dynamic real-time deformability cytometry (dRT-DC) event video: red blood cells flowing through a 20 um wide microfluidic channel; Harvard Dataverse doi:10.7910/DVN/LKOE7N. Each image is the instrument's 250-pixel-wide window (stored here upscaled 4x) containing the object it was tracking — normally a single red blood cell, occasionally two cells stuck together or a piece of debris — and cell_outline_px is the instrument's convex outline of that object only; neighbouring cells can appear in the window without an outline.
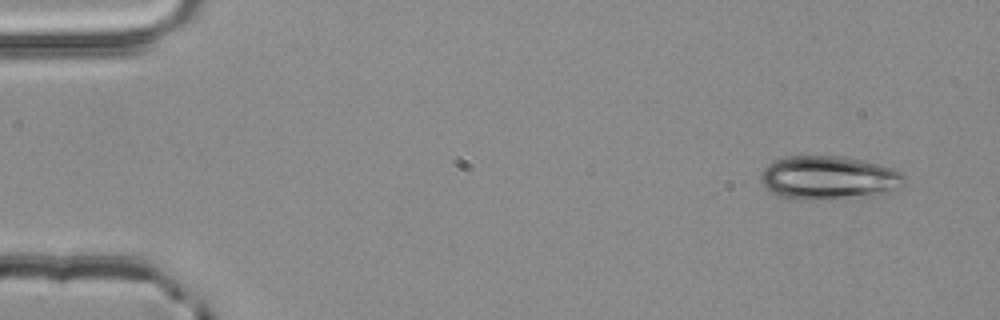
{"species": "common noctule bat (a hibernating species)", "species_latin": "Nyctalus noctula", "temperature_condition": "room temperature", "stored_images_in_passage": 3, "camera_frame_rate_fps": 3000, "um_per_image_px": 0.085, "animal": {"sex": "male", "body_mass_g": 20.4}, "frame": {"image": 1, "passage_image": 1, "time_ms": 0.0, "image_size_px": [1000, 320], "cell_outline_px": [[908, 180], [900, 188], [880, 196], [804, 200], [796, 200], [776, 196], [768, 192], [760, 180], [760, 172], [768, 164], [776, 160], [788, 156], [840, 156], [864, 160], [880, 164], [892, 168], [900, 172]], "centroid_in_image_um": [70.45, 15.13], "position_along_channel_um": 14.5, "area_um2": 37.34}}
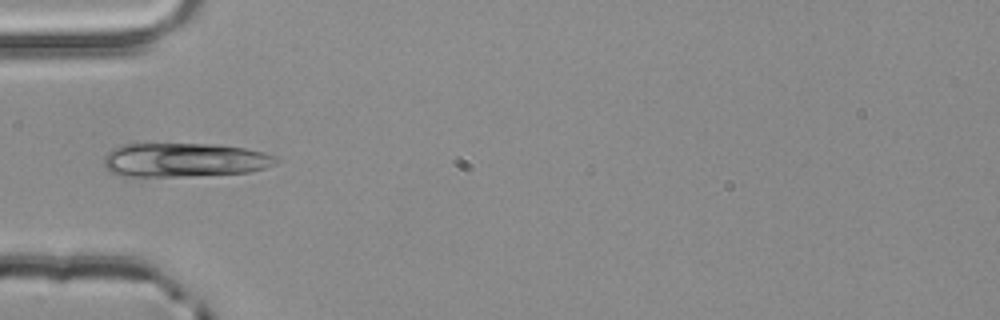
{"frame": {"image": 2, "passage_image": 3, "time_ms": 0.667, "image_size_px": [1000, 320], "cell_outline_px": [[280, 160], [264, 168], [248, 172], [192, 176], [116, 176], [104, 168], [104, 156], [112, 148], [124, 144], [216, 144], [244, 148], [264, 152], [276, 156]], "centroid_in_image_um": [15.62, 13.6], "position_along_channel_um": 69.4, "area_um2": 34.28}}